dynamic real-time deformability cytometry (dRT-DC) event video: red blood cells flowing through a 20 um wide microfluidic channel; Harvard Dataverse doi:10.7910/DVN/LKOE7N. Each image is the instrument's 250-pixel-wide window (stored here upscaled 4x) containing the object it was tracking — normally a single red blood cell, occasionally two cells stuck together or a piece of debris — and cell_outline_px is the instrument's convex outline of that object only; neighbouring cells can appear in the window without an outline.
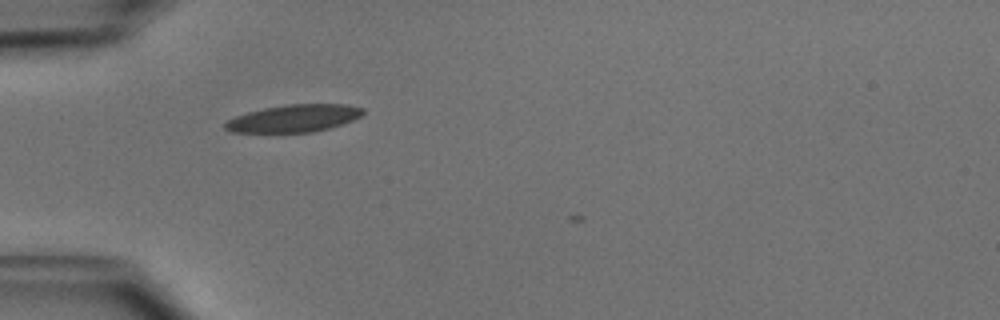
{"species": "common noctule bat (a hibernating species)", "species_latin": "Nyctalus noctula", "temperature_condition": "cold", "stored_images_in_passage": 4, "camera_frame_rate_fps": 3000, "um_per_image_px": 0.085, "animal": {"sex": "male", "body_mass_g": 15.6}, "frame": {"image": 1, "passage_image": 2, "time_ms": 0.333, "image_size_px": [1000, 320], "cell_outline_px": [[364, 112], [360, 116], [344, 124], [312, 132], [232, 132], [224, 128], [224, 124], [228, 120], [236, 116], [248, 112], [264, 108], [284, 104], [348, 104], [364, 108]], "centroid_in_image_um": [25.01, 10.05], "position_along_channel_um": 60.0, "area_um2": 21.96}}